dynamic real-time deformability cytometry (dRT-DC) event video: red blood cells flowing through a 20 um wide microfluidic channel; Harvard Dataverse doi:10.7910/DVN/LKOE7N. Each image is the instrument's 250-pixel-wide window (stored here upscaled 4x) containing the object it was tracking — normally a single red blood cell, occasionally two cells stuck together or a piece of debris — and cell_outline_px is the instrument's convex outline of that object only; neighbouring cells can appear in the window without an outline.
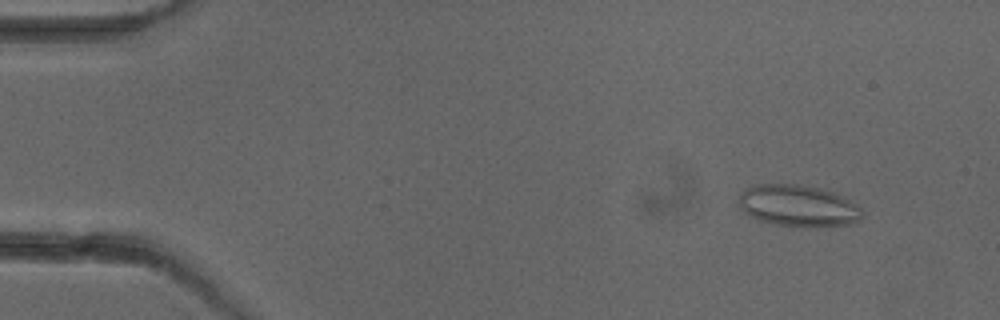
{"species": "common noctule bat (a hibernating species)", "species_latin": "Nyctalus noctula", "temperature_condition": "cold", "stored_images_in_passage": 6, "camera_frame_rate_fps": 3000, "um_per_image_px": 0.085, "animal": {"sex": "female"}, "frame": {"image": 1, "passage_image": 2, "time_ms": 1.333, "image_size_px": [1000, 320], "cell_outline_px": [[864, 216], [860, 220], [852, 224], [776, 224], [760, 220], [748, 216], [736, 204], [740, 192], [752, 184], [792, 184], [816, 188], [832, 192], [844, 196], [856, 204], [860, 208]], "centroid_in_image_um": [67.77, 17.44], "position_along_channel_um": 17.2, "area_um2": 29.25}}